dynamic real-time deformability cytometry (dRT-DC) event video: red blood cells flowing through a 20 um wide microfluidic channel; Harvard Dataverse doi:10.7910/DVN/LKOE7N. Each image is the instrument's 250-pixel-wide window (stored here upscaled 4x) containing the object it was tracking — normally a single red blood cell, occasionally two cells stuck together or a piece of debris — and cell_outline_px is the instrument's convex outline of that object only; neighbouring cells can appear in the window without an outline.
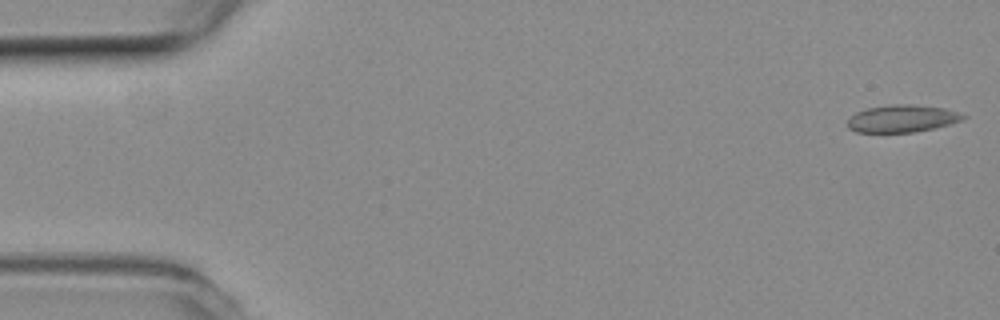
{"species": "common noctule bat (a hibernating species)", "species_latin": "Nyctalus noctula", "temperature_condition": "room temperature", "stored_images_in_passage": 16, "camera_frame_rate_fps": 3000, "um_per_image_px": 0.085, "animal": {"sex": "female", "body_mass_g": 19.3, "forearm_length_mm": 54.1}, "frame": {"image": 1, "passage_image": 1, "time_ms": 0.0, "image_size_px": [1000, 320], "cell_outline_px": [[968, 116], [964, 120], [932, 128], [912, 132], [856, 132], [848, 128], [848, 120], [856, 112], [868, 108], [896, 104], [908, 104], [944, 108]], "centroid_in_image_um": [76.68, 10.08], "position_along_channel_um": 8.3, "area_um2": 18.09}}
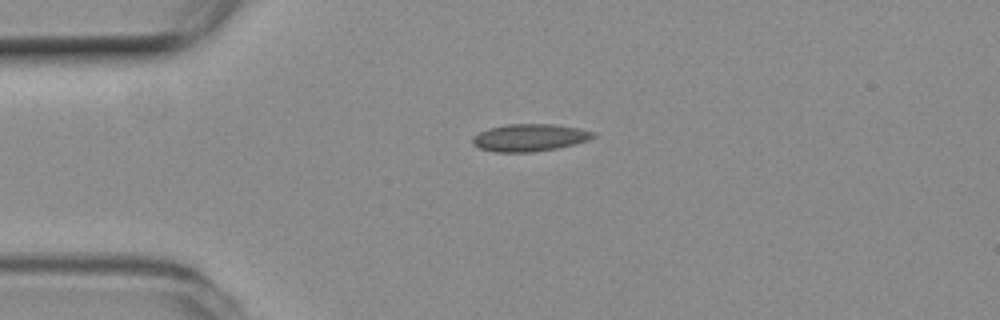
{"frame": {"image": 2, "passage_image": 12, "time_ms": 3.667, "image_size_px": [1000, 320], "cell_outline_px": [[596, 136], [588, 140], [576, 144], [556, 148], [532, 152], [496, 152], [480, 148], [472, 144], [472, 136], [488, 128], [508, 124], [552, 124], [580, 128], [596, 132]], "centroid_in_image_um": [45.03, 11.69], "position_along_channel_um": 40.0, "area_um2": 19.31}}